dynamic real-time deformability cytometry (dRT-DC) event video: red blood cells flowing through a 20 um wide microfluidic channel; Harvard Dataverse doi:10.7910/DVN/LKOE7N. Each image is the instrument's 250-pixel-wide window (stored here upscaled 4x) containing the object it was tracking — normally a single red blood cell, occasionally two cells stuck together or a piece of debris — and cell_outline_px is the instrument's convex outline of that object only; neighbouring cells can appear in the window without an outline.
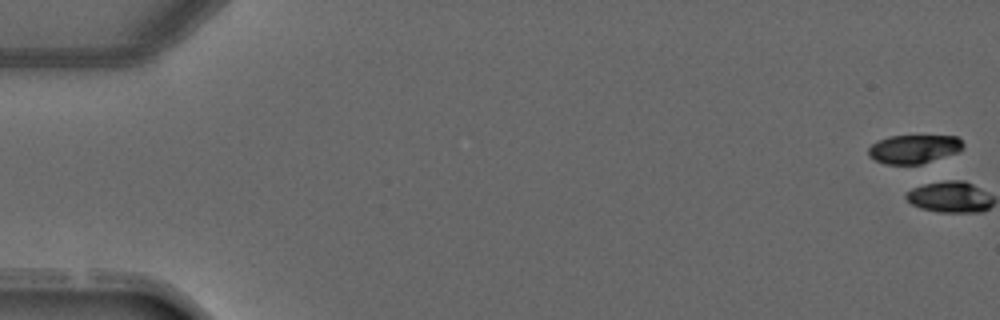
{"species": "common noctule bat (a hibernating species)", "species_latin": "Nyctalus noctula", "temperature_condition": "warm", "stored_images_in_passage": 6, "segment_of_instrument_passage": [1, 2], "camera_frame_rate_fps": 3000, "um_per_image_px": 0.085, "animal": {"sex": "male", "forearm_length_mm": 52.5}, "frame": {"image": 1, "passage_image": 1, "time_ms": 0.0, "image_size_px": [1000, 320], "cell_outline_px": [[964, 148], [956, 152], [920, 164], [884, 164], [868, 156], [868, 148], [876, 140], [888, 136], [956, 136], [964, 144]], "centroid_in_image_um": [77.63, 12.66], "position_along_channel_um": 7.4, "area_um2": 15.72}}